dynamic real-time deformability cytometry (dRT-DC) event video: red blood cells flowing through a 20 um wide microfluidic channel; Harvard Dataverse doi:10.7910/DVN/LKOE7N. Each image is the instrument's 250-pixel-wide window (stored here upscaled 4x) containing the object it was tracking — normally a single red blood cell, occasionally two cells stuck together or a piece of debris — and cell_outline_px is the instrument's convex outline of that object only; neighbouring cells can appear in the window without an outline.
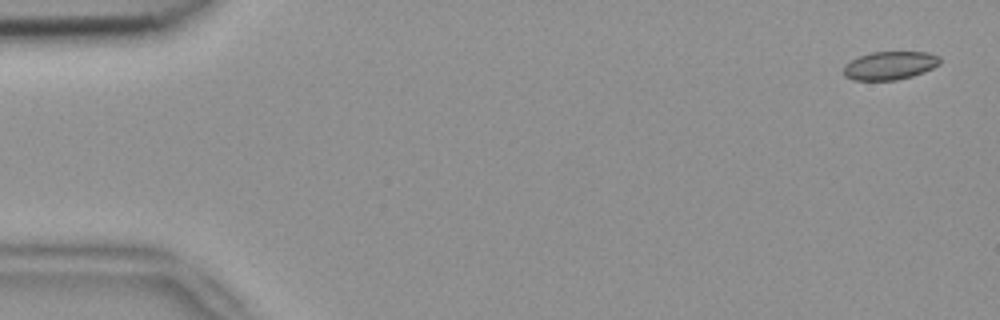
{"species": "common noctule bat (a hibernating species)", "species_latin": "Nyctalus noctula", "temperature_condition": "room temperature", "stored_images_in_passage": 5, "camera_frame_rate_fps": 3000, "um_per_image_px": 0.085, "animal": {"sex": "female", "body_mass_g": 18.4}, "frame": {"image": 1, "passage_image": 1, "time_ms": 0.0, "image_size_px": [1000, 320], "cell_outline_px": [[940, 64], [924, 72], [912, 76], [896, 80], [852, 80], [844, 76], [844, 64], [860, 56], [872, 52], [928, 52], [940, 56]], "centroid_in_image_um": [75.64, 5.57], "position_along_channel_um": 9.4, "area_um2": 15.9}}